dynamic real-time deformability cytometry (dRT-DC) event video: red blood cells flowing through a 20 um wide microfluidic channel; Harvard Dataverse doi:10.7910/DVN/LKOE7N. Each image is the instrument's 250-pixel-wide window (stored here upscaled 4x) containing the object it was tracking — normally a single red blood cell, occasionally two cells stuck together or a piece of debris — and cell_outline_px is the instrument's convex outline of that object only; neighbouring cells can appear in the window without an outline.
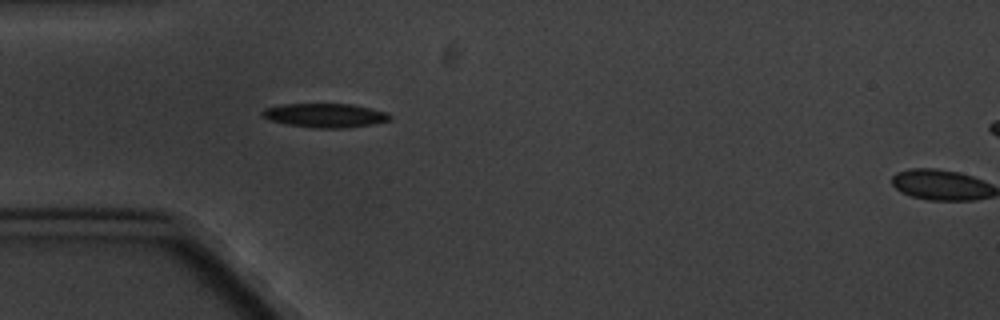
{"species": "common noctule bat (a hibernating species)", "species_latin": "Nyctalus noctula", "temperature_condition": "cold", "stored_images_in_passage": 2, "segment_of_instrument_passage": [1, 2], "camera_frame_rate_fps": 3000, "um_per_image_px": 0.085, "animal": {"sex": "male", "body_mass_g": 20.1, "forearm_length_mm": 53.5}, "frame": {"image": 1, "passage_image": 1, "time_ms": 0.0, "image_size_px": [1000, 320], "cell_outline_px": [[392, 116], [388, 120], [368, 124], [344, 128], [312, 128], [288, 124], [268, 120], [260, 116], [260, 112], [264, 108], [284, 104], [352, 104], [388, 112]], "centroid_in_image_um": [27.56, 9.8], "position_along_channel_um": 57.4, "area_um2": 17.8}}